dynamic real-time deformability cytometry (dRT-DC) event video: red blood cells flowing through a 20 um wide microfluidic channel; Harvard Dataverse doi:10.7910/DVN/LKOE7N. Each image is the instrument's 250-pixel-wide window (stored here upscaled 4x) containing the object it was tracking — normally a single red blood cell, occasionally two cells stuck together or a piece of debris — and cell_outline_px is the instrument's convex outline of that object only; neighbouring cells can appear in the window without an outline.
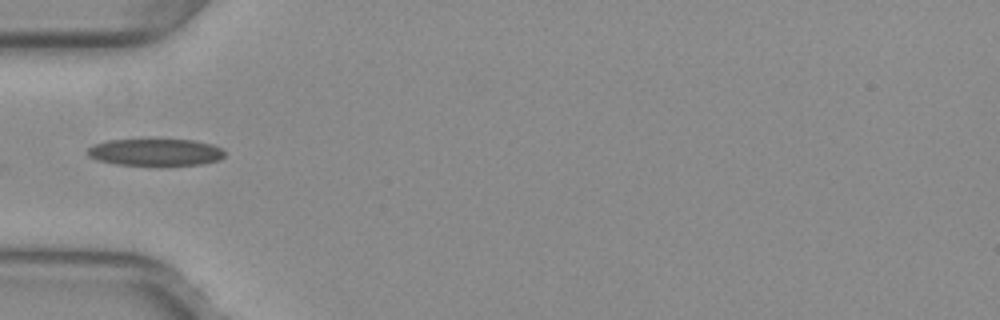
{"species": "common noctule bat (a hibernating species)", "species_latin": "Nyctalus noctula", "temperature_condition": "warm", "stored_images_in_passage": 36, "camera_frame_rate_fps": 3000, "um_per_image_px": 0.085, "animal": {"sex": "female", "body_mass_g": 29.2, "forearm_length_mm": 56.3}, "frame": {"image": 1, "passage_image": 1, "time_ms": 0.0, "image_size_px": [1000, 320], "cell_outline_px": [[224, 156], [220, 160], [204, 164], [160, 168], [156, 168], [116, 164], [96, 160], [88, 156], [88, 148], [96, 144], [108, 140], [192, 140], [212, 144], [220, 148], [224, 152]], "centroid_in_image_um": [13.24, 13.0], "position_along_channel_um": 71.8, "area_um2": 22.43}}
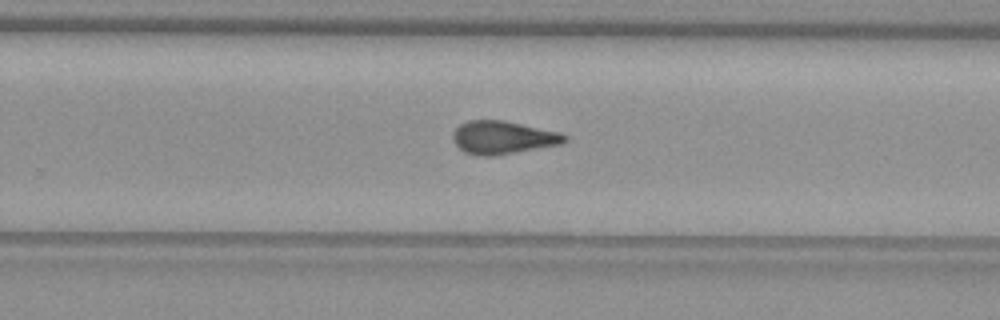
{"frame": {"image": 2, "passage_image": 17, "time_ms": 5.333, "image_size_px": [1000, 320], "cell_outline_px": [[568, 140], [564, 144], [496, 156], [476, 156], [464, 152], [452, 140], [452, 132], [460, 124], [468, 120], [504, 120], [560, 132], [568, 136]], "centroid_in_image_um": [42.77, 11.7], "position_along_channel_um": 287.0, "area_um2": 21.96}}
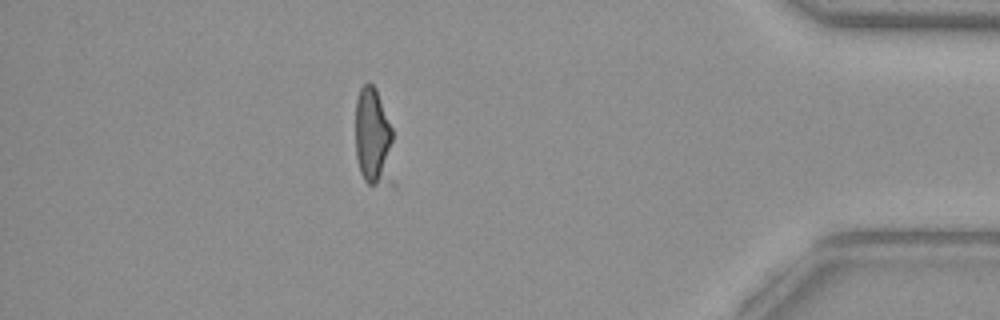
{"frame": {"image": 3, "passage_image": 29, "time_ms": 9.333, "image_size_px": [1000, 320], "cell_outline_px": [[396, 188], [368, 184], [364, 180], [360, 172], [356, 156], [356, 100], [360, 88], [368, 80], [376, 88], [392, 128], [396, 184]], "centroid_in_image_um": [31.81, 11.83], "position_along_channel_um": 403.4, "area_um2": 23.29}, "authors_computed_cell_mechanics": {"area_um2": 21.3571, "velocity_mm_per_s": 4.026, "shape_relaxation_time_tau1_ms": null, "shape_relaxation_time_tau2_ms": 3.5452, "deformation_change_tau1": null, "deformation_change_tau2": 0.0894}}